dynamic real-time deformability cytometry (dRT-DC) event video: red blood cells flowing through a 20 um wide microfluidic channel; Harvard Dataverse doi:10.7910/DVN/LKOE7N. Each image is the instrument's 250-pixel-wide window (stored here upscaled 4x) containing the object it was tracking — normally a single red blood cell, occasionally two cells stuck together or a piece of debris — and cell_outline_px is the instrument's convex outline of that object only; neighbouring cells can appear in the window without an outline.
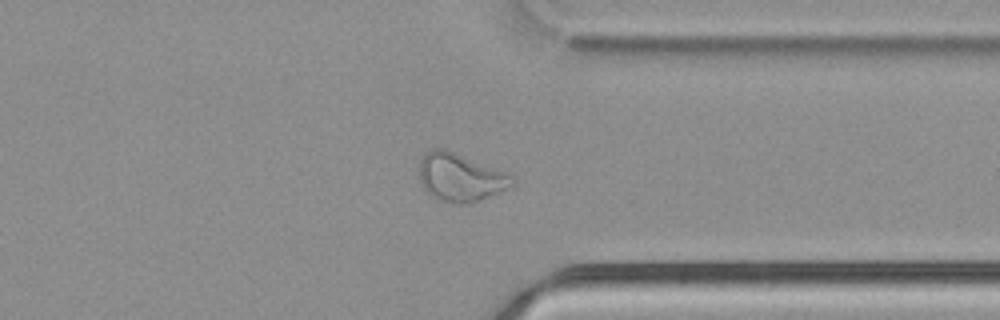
{"species": "common noctule bat (a hibernating species)", "species_latin": "Nyctalus noctula", "temperature_condition": "cold", "stored_images_in_passage": 51, "camera_frame_rate_fps": 3000, "um_per_image_px": 0.085, "animal": {"sex": "male", "body_mass_g": 21.5, "forearm_length_mm": 52.0}, "frame": {"image": 1, "passage_image": 39, "time_ms": 12.667, "image_size_px": [1000, 320], "cell_outline_px": [[516, 180], [512, 184], [500, 192], [472, 204], [452, 204], [440, 200], [432, 196], [424, 188], [420, 180], [420, 160], [432, 148], [444, 148], [504, 172], [512, 176]], "centroid_in_image_um": [39.12, 15.11], "position_along_channel_um": 372.3, "area_um2": 25.72}}
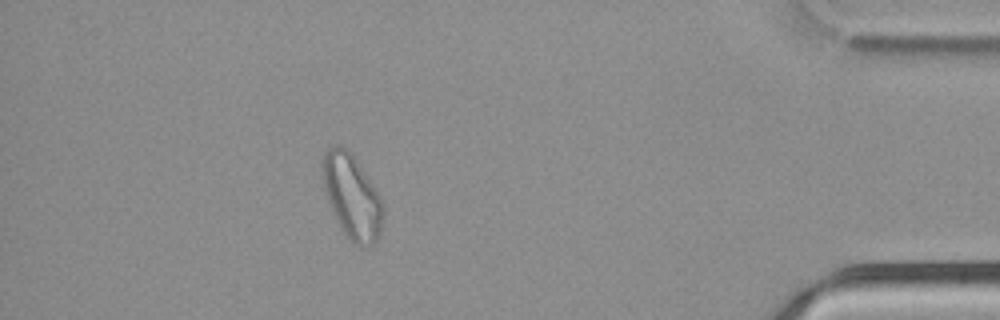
{"frame": {"image": 2, "passage_image": 45, "time_ms": 14.667, "image_size_px": [1000, 320], "cell_outline_px": [[384, 216], [380, 232], [372, 248], [360, 248], [344, 236], [328, 200], [324, 188], [320, 172], [320, 164], [324, 152], [328, 148], [336, 144], [340, 144], [352, 156], [372, 184], [380, 196], [384, 208]], "centroid_in_image_um": [29.9, 16.76], "position_along_channel_um": 405.3, "area_um2": 29.94}}